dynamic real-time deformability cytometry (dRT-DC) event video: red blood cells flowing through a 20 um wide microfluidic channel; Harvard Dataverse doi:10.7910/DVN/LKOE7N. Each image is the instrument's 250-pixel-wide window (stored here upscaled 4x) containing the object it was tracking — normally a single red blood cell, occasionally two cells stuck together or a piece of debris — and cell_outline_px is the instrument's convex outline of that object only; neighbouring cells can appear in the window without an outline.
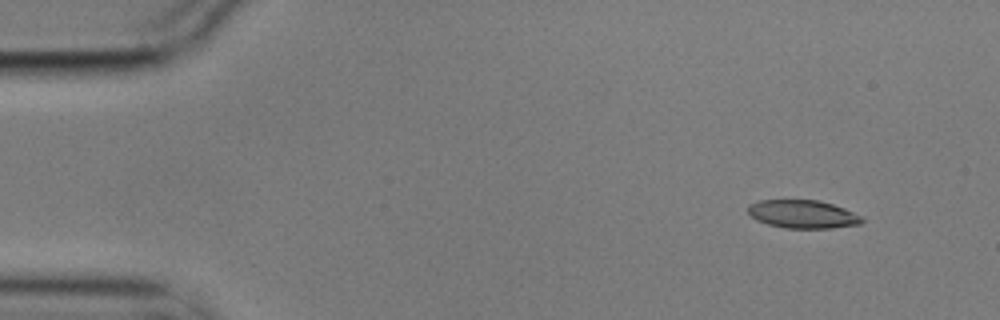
{"species": "common noctule bat (a hibernating species)", "species_latin": "Nyctalus noctula", "temperature_condition": "cold", "stored_images_in_passage": 3, "camera_frame_rate_fps": 3000, "um_per_image_px": 0.085, "animal": {"sex": "male", "body_mass_g": 17.9}, "frame": {"image": 1, "passage_image": 2, "time_ms": 0.333, "image_size_px": [1000, 320], "cell_outline_px": [[864, 220], [860, 224], [832, 228], [784, 228], [768, 224], [756, 220], [748, 212], [748, 204], [760, 200], [820, 200], [844, 208], [864, 216]], "centroid_in_image_um": [68.26, 18.2], "position_along_channel_um": 16.7, "area_um2": 18.84}}